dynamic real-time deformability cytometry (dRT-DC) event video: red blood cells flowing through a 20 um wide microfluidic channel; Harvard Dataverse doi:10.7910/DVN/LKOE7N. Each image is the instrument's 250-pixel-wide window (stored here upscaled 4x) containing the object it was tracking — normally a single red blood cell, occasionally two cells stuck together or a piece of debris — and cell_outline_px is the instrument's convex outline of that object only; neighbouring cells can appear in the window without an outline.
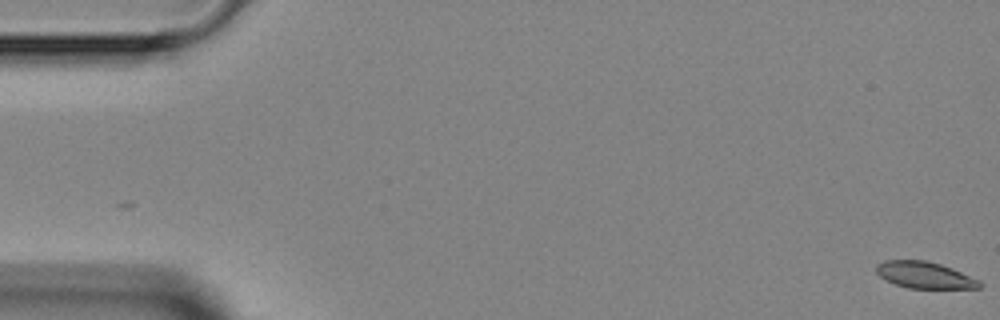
{"species": "Egyptian fruit bat (a non-hibernating species)", "species_latin": "Rousettus aegyptiacus", "temperature_condition": "room temperature", "stored_images_in_passage": 4, "camera_frame_rate_fps": 3000, "um_per_image_px": 0.085, "animal": {"sex": "female"}, "frame": {"image": 1, "passage_image": 1, "time_ms": 0.0, "image_size_px": [1000, 320], "cell_outline_px": [[984, 284], [980, 288], [908, 288], [896, 284], [880, 276], [876, 272], [876, 264], [884, 260], [924, 260], [940, 264], [952, 268], [980, 280]], "centroid_in_image_um": [78.62, 23.37], "position_along_channel_um": 6.4, "area_um2": 15.95}}
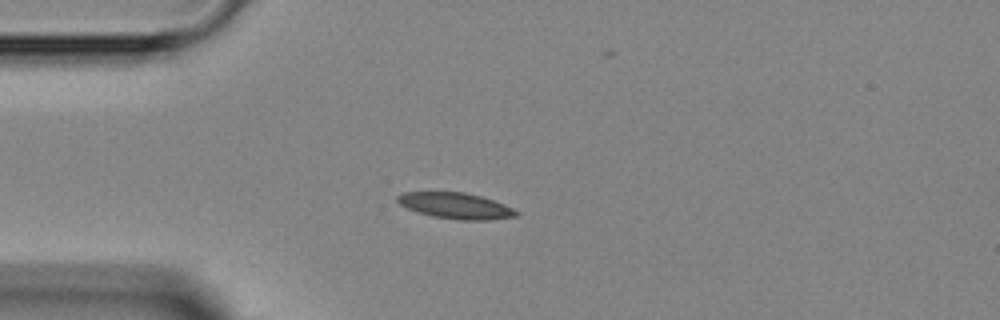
{"frame": {"image": 2, "passage_image": 4, "time_ms": 4.0, "image_size_px": [1000, 320], "cell_outline_px": [[520, 212], [516, 216], [488, 220], [460, 220], [432, 216], [408, 208], [400, 204], [396, 200], [396, 196], [404, 192], [464, 192], [480, 196], [504, 204]], "centroid_in_image_um": [38.73, 17.49], "position_along_channel_um": 46.3, "area_um2": 17.8}}